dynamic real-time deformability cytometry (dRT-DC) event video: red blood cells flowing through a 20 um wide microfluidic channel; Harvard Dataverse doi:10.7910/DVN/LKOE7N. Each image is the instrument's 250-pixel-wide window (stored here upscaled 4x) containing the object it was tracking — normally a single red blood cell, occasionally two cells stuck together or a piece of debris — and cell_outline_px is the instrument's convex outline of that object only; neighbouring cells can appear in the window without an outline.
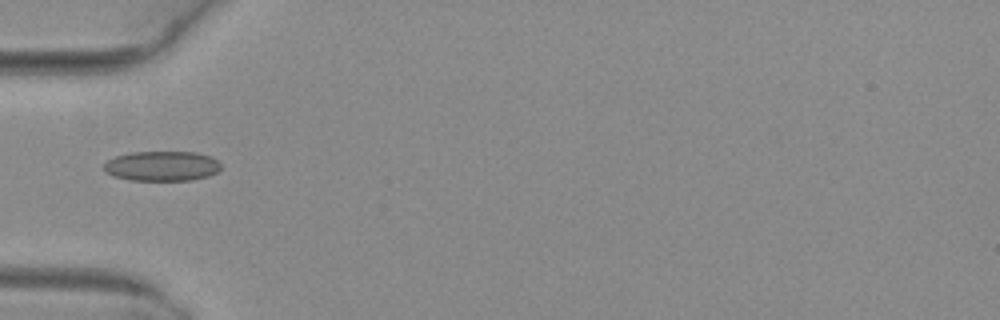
{"species": "common noctule bat (a hibernating species)", "species_latin": "Nyctalus noctula", "temperature_condition": "warm", "stored_images_in_passage": 1, "camera_frame_rate_fps": 3000, "um_per_image_px": 0.085, "animal": {"sex": "female", "body_mass_g": 29.2, "forearm_length_mm": 56.3}, "frame": {"image": 1, "passage_image": 1, "time_ms": 0.0, "image_size_px": [1000, 320], "cell_outline_px": [[220, 168], [216, 172], [208, 176], [192, 180], [132, 180], [116, 176], [108, 172], [104, 168], [104, 164], [108, 160], [116, 156], [128, 152], [196, 152], [212, 156], [220, 164]], "centroid_in_image_um": [13.79, 14.1], "position_along_channel_um": 71.2, "area_um2": 20.23}}